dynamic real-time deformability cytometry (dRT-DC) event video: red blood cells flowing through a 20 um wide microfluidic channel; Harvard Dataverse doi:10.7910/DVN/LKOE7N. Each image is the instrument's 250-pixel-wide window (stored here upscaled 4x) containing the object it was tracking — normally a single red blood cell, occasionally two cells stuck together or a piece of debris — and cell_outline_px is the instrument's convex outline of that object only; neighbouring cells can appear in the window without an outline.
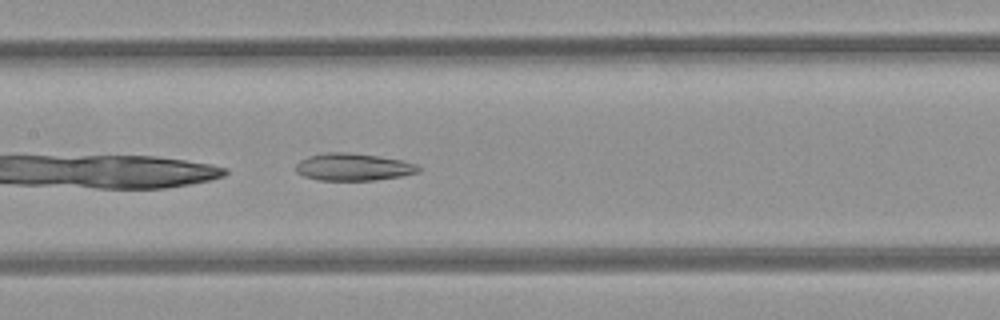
{"species": "common noctule bat (a hibernating species)", "species_latin": "Nyctalus noctula", "temperature_condition": "room temperature", "stored_images_in_passage": 34, "camera_frame_rate_fps": 3000, "um_per_image_px": 0.085, "animal": {"sex": "female", "body_mass_g": 21.9}, "frame": {"image": 1, "passage_image": 9, "time_ms": 2.667, "image_size_px": [1000, 320], "cell_outline_px": [[424, 168], [420, 172], [400, 176], [376, 180], [320, 180], [304, 176], [296, 172], [296, 164], [300, 160], [308, 156], [324, 152], [344, 152], [380, 156], [404, 160], [416, 164]], "centroid_in_image_um": [30.07, 14.19], "position_along_channel_um": 177.3, "area_um2": 19.71}}
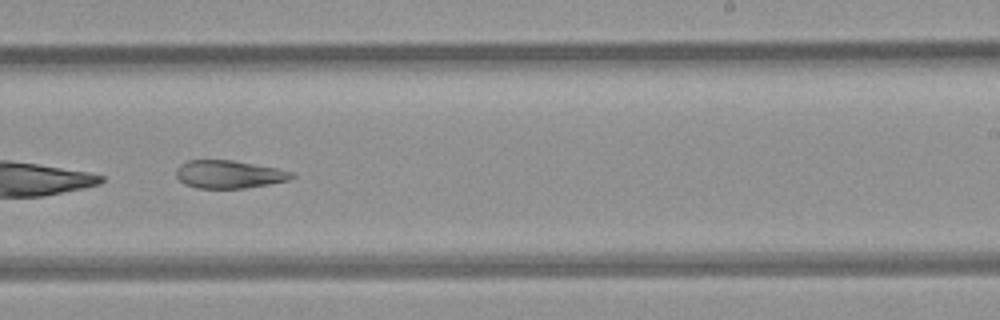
{"frame": {"image": 2, "passage_image": 16, "time_ms": 5.0, "image_size_px": [1000, 320], "cell_outline_px": [[296, 176], [288, 180], [268, 184], [244, 188], [196, 188], [184, 184], [176, 176], [176, 168], [180, 164], [188, 160], [232, 160], [276, 168], [296, 172]], "centroid_in_image_um": [19.46, 14.81], "position_along_channel_um": 269.5, "area_um2": 18.84}}
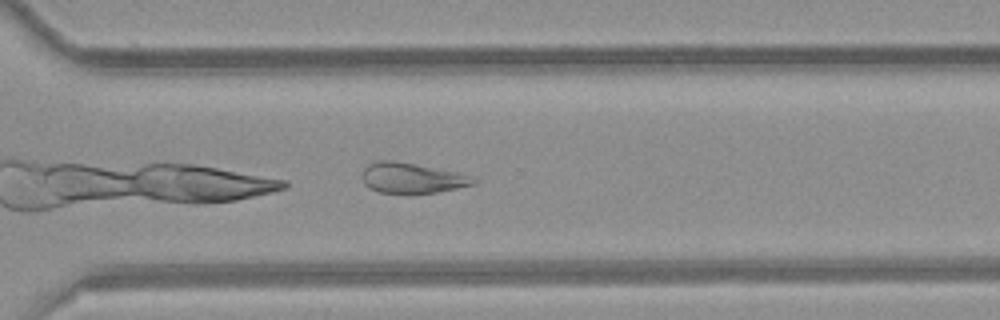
{"frame": {"image": 3, "passage_image": 21, "time_ms": 6.667, "image_size_px": [1000, 320], "cell_outline_px": [[480, 180], [476, 184], [436, 192], [412, 196], [408, 196], [380, 192], [368, 188], [364, 184], [364, 168], [368, 164], [380, 160], [392, 160], [416, 164], [456, 172]], "centroid_in_image_um": [35.01, 15.17], "position_along_channel_um": 335.6, "area_um2": 20.11}, "authors_computed_cell_mechanics": {"area_um2": 20.4901, "velocity_mm_per_s": 3.9678, "shape_relaxation_time_tau1_ms": null, "shape_relaxation_time_tau2_ms": 9.0184, "deformation_change_tau1": null, "deformation_change_tau2": 0.21}}